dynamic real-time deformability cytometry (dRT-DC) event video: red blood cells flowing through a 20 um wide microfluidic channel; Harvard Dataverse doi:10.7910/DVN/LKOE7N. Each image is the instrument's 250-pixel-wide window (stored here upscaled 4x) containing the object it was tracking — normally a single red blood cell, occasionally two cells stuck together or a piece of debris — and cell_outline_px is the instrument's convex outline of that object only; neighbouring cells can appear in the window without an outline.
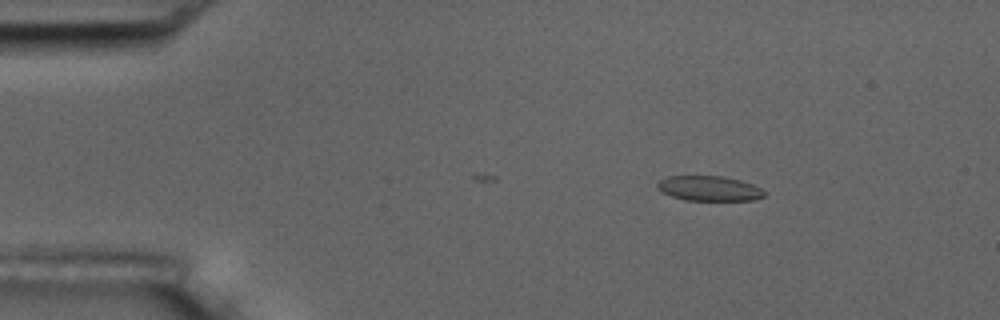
{"species": "common noctule bat (a hibernating species)", "species_latin": "Nyctalus noctula", "temperature_condition": "room temperature", "stored_images_in_passage": 3, "camera_frame_rate_fps": 3000, "um_per_image_px": 0.085, "animal": {"sex": "male", "body_mass_g": 17.5, "forearm_length_mm": 52.3}, "frame": {"image": 1, "passage_image": 3, "time_ms": 2.0, "image_size_px": [1000, 320], "cell_outline_px": [[764, 196], [752, 200], [684, 200], [660, 192], [656, 188], [656, 184], [660, 180], [668, 176], [720, 176], [740, 180], [752, 184], [760, 188], [764, 192]], "centroid_in_image_um": [60.22, 16.01], "position_along_channel_um": 24.8, "area_um2": 15.49}}